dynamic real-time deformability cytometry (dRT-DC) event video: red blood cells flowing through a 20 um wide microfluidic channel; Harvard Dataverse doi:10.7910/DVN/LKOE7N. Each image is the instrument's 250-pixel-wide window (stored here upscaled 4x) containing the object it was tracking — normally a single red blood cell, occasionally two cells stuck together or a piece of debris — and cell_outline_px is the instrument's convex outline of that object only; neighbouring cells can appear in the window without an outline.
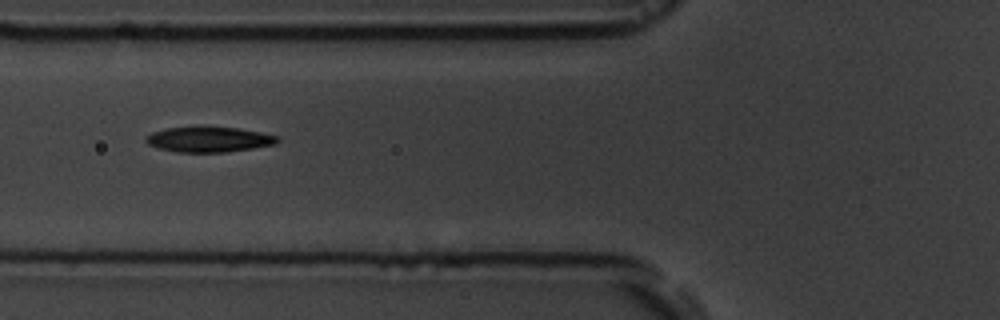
{"species": "common noctule bat (a hibernating species)", "species_latin": "Nyctalus noctula", "temperature_condition": "room temperature", "stored_images_in_passage": 16, "camera_frame_rate_fps": 3000, "um_per_image_px": 0.085, "animal": {"sex": "male", "body_mass_g": 19.5, "forearm_length_mm": 54.6}, "frame": {"image": 1, "passage_image": 7, "time_ms": 7.0, "image_size_px": [1000, 320], "cell_outline_px": [[280, 140], [276, 144], [252, 148], [224, 152], [176, 152], [160, 148], [148, 144], [144, 140], [144, 136], [152, 132], [164, 128], [204, 124], [236, 128], [260, 132], [280, 136]], "centroid_in_image_um": [17.72, 11.81], "position_along_channel_um": 108.1, "area_um2": 20.11}}
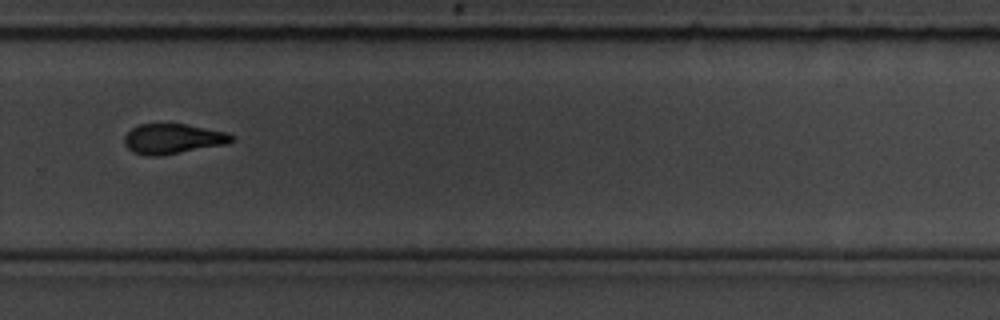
{"frame": {"image": 2, "passage_image": 12, "time_ms": 12.667, "image_size_px": [1000, 320], "cell_outline_px": [[236, 136], [228, 144], [160, 156], [148, 156], [132, 152], [124, 144], [124, 136], [132, 128], [140, 124], [184, 124], [228, 132]], "centroid_in_image_um": [14.71, 11.81], "position_along_channel_um": 315.1, "area_um2": 18.9}, "authors_computed_cell_mechanics": {"area_um2": 19.8832, "velocity_mm_per_s": 3.6518, "shape_relaxation_time_tau1_ms": 1.569, "shape_relaxation_time_tau2_ms": null, "deformation_change_tau1": 0.083, "deformation_change_tau2": null}}